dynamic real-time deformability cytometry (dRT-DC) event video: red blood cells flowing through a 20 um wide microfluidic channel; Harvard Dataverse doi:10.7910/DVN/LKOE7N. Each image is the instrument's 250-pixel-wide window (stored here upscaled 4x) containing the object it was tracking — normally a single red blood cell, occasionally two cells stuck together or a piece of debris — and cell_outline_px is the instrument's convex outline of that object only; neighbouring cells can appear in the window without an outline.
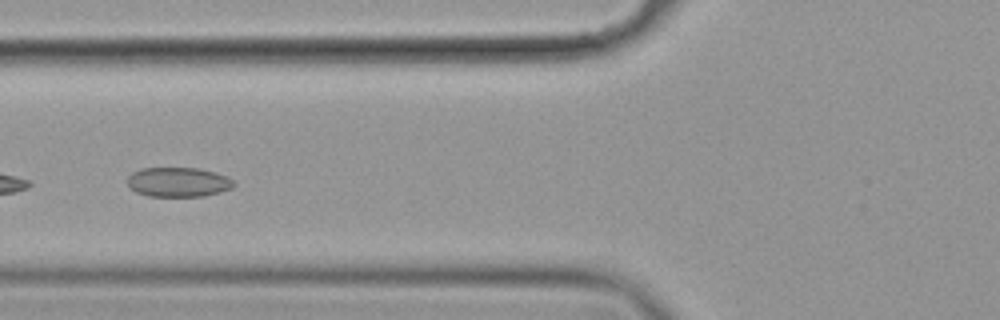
{"species": "common noctule bat (a hibernating species)", "species_latin": "Nyctalus noctula", "temperature_condition": "cold", "stored_images_in_passage": 42, "camera_frame_rate_fps": 3000, "um_per_image_px": 0.085, "animal": {"sex": "female", "body_mass_g": 19.9}, "frame": {"image": 1, "passage_image": 14, "time_ms": 4.333, "image_size_px": [1000, 320], "cell_outline_px": [[236, 184], [232, 188], [220, 192], [204, 196], [148, 196], [136, 192], [128, 188], [128, 176], [132, 172], [140, 168], [200, 168], [216, 172], [228, 176]], "centroid_in_image_um": [15.15, 15.47], "position_along_channel_um": 110.6, "area_um2": 18.55}}
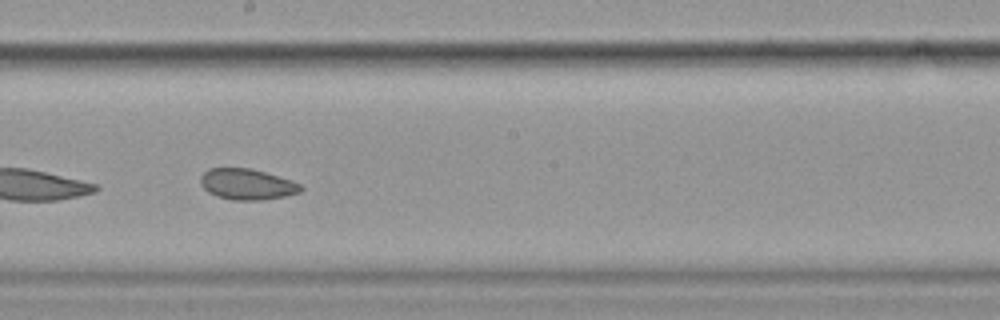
{"frame": {"image": 2, "passage_image": 24, "time_ms": 7.667, "image_size_px": [1000, 320], "cell_outline_px": [[304, 188], [300, 192], [284, 196], [264, 200], [232, 200], [216, 196], [208, 192], [200, 184], [200, 176], [208, 168], [252, 168], [292, 180], [300, 184]], "centroid_in_image_um": [20.99, 15.66], "position_along_channel_um": 227.2, "area_um2": 18.21}}
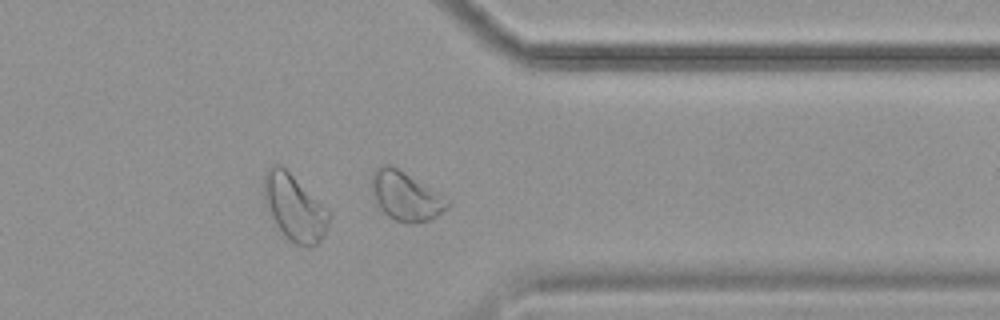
{"frame": {"image": 3, "passage_image": 37, "time_ms": 12.0, "image_size_px": [1000, 320], "cell_outline_px": [[452, 204], [448, 208], [432, 220], [412, 224], [408, 224], [396, 220], [388, 216], [380, 208], [376, 200], [372, 188], [372, 172], [380, 164], [392, 164], [448, 196], [452, 200]], "centroid_in_image_um": [34.57, 16.65], "position_along_channel_um": 376.8, "area_um2": 22.37}, "authors_computed_cell_mechanics": {"area_um2": 18.6983, "velocity_mm_per_s": 3.505, "shape_relaxation_time_tau1_ms": null, "shape_relaxation_time_tau2_ms": 4.5214, "deformation_change_tau1": null, "deformation_change_tau2": 0.0834}}